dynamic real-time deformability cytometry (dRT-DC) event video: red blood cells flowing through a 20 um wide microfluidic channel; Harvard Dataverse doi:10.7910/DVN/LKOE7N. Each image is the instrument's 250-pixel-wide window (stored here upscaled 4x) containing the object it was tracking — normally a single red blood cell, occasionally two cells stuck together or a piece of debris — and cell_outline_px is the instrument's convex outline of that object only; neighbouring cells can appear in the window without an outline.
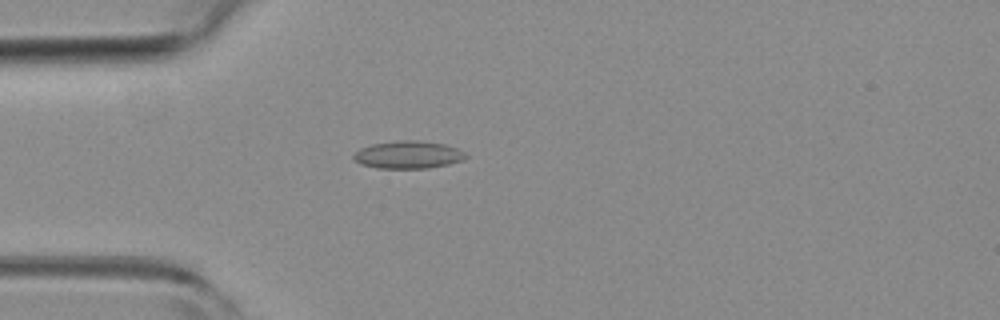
{"species": "common noctule bat (a hibernating species)", "species_latin": "Nyctalus noctula", "temperature_condition": "room temperature", "stored_images_in_passage": 4, "camera_frame_rate_fps": 3000, "um_per_image_px": 0.085, "animal": {"sex": "female", "body_mass_g": 19.3, "forearm_length_mm": 54.1}, "frame": {"image": 1, "passage_image": 4, "time_ms": 1.0, "image_size_px": [1000, 320], "cell_outline_px": [[468, 156], [464, 160], [448, 164], [428, 168], [376, 168], [360, 164], [352, 160], [352, 156], [360, 148], [372, 144], [400, 140], [416, 140], [444, 144], [456, 148], [464, 152]], "centroid_in_image_um": [34.67, 13.16], "position_along_channel_um": 50.3, "area_um2": 18.09}}